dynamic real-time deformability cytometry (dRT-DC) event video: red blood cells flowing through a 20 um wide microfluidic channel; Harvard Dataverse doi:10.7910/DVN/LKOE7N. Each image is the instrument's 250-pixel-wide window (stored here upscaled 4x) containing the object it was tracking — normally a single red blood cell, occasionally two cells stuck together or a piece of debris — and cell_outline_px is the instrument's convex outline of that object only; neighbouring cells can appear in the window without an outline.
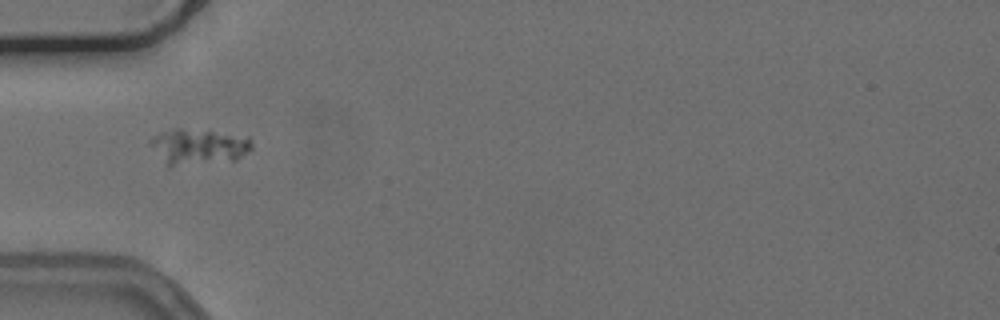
{"species": "common noctule bat (a hibernating species)", "species_latin": "Nyctalus noctula", "temperature_condition": "cold", "stored_images_in_passage": 38, "camera_frame_rate_fps": 3000, "um_per_image_px": 0.085, "animal": {"sex": "female", "body_mass_g": 24.6, "forearm_length_mm": 56.2}, "frame": {"image": 1, "passage_image": 1, "time_ms": 0.0, "image_size_px": [1000, 320], "cell_outline_px": [[252, 148], [248, 152], [236, 160], [172, 164], [168, 164], [148, 144], [148, 140], [164, 132], [176, 128], [180, 128], [248, 136], [252, 140]], "centroid_in_image_um": [16.94, 12.43], "position_along_channel_um": 68.1, "area_um2": 20.23}}
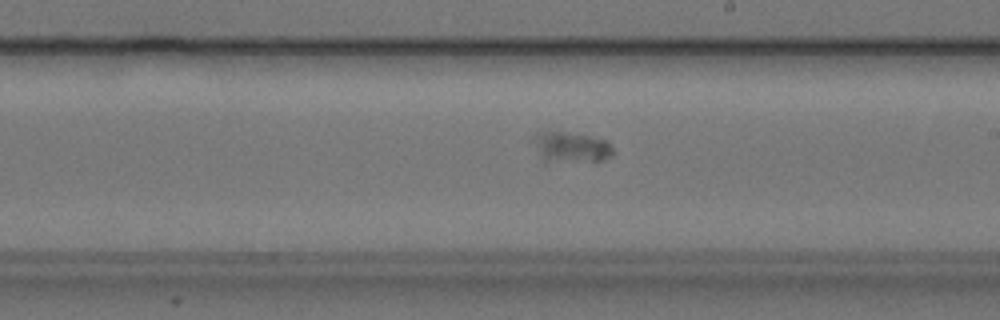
{"frame": {"image": 2, "passage_image": 15, "time_ms": 4.667, "image_size_px": [1000, 320], "cell_outline_px": [[612, 156], [600, 160], [544, 160], [528, 136], [536, 132], [564, 132], [588, 136], [608, 140], [612, 148]], "centroid_in_image_um": [48.49, 12.46], "position_along_channel_um": 240.5, "area_um2": 13.76}}
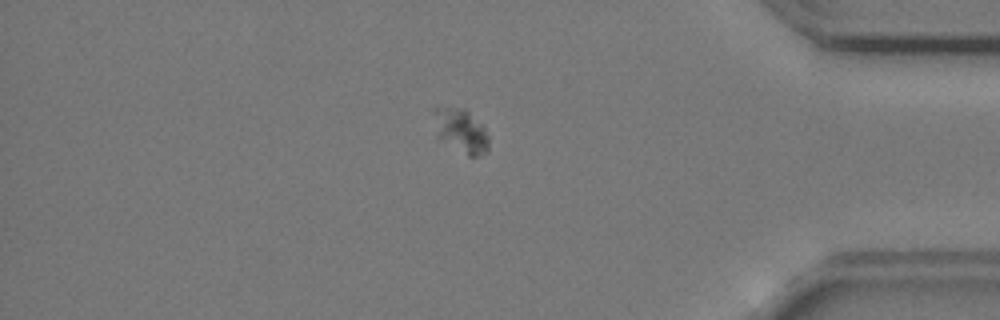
{"frame": {"image": 3, "passage_image": 30, "time_ms": 9.667, "image_size_px": [1000, 320], "cell_outline_px": [[488, 148], [480, 156], [468, 156], [436, 136], [432, 112], [432, 108], [464, 108], [484, 124], [488, 136]], "centroid_in_image_um": [39.18, 11.09], "position_along_channel_um": 396.0, "area_um2": 14.16}}